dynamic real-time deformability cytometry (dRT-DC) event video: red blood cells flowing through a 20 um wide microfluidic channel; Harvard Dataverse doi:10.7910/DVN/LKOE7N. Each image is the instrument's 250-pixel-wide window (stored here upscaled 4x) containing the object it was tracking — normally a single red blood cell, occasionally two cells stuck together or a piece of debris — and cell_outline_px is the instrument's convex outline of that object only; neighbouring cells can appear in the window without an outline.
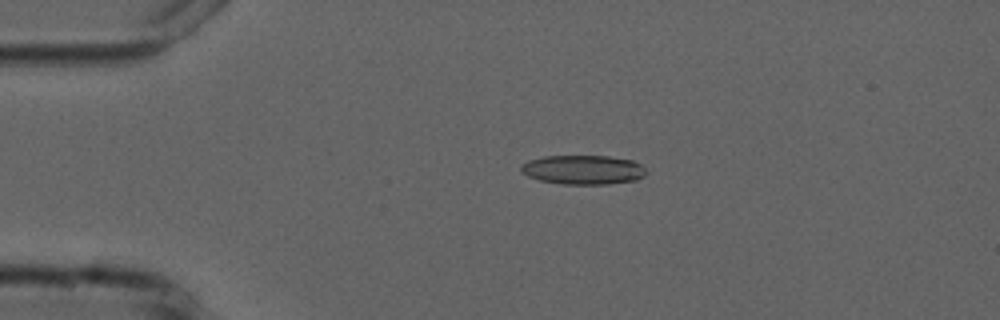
{"species": "common noctule bat (a hibernating species)", "species_latin": "Nyctalus noctula", "temperature_condition": "cold", "stored_images_in_passage": 5, "camera_frame_rate_fps": 3000, "um_per_image_px": 0.085, "animal": {"sex": "male", "forearm_length_mm": 52.5}, "frame": {"image": 1, "passage_image": 4, "time_ms": 3.333, "image_size_px": [1000, 320], "cell_outline_px": [[648, 172], [644, 176], [636, 180], [608, 184], [564, 184], [540, 180], [528, 176], [520, 172], [520, 164], [528, 160], [544, 156], [608, 156], [632, 160], [640, 164]], "centroid_in_image_um": [49.55, 14.42], "position_along_channel_um": 35.4, "area_um2": 21.44}}